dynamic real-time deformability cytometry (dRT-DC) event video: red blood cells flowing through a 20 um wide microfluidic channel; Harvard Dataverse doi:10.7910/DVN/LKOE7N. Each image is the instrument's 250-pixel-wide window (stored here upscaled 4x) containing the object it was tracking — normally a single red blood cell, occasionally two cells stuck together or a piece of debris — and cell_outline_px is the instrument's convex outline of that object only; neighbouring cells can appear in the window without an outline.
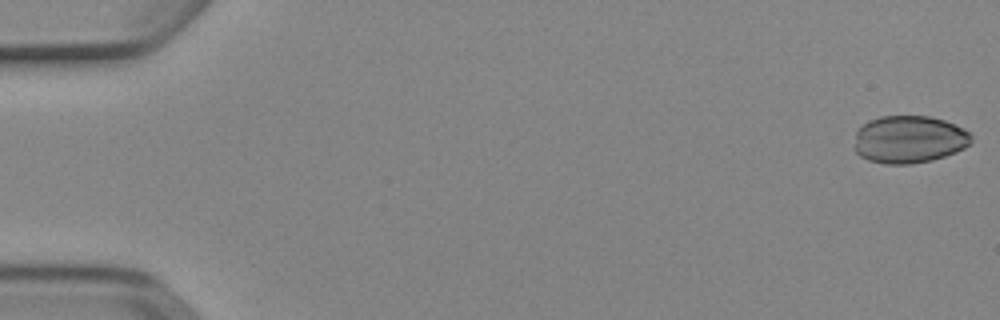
{"species": "Egyptian fruit bat (a non-hibernating species)", "species_latin": "Rousettus aegyptiacus", "temperature_condition": "cold", "stored_images_in_passage": 52, "camera_frame_rate_fps": 3000, "um_per_image_px": 0.085, "animal": {"sex": "female"}, "frame": {"image": 1, "passage_image": 1, "time_ms": 0.0, "image_size_px": [1000, 320], "cell_outline_px": [[972, 140], [964, 148], [956, 152], [932, 160], [912, 164], [884, 164], [868, 160], [860, 156], [852, 148], [856, 132], [868, 120], [880, 116], [928, 116], [944, 120], [956, 124], [964, 128], [972, 136]], "centroid_in_image_um": [77.25, 11.85], "position_along_channel_um": 7.8, "area_um2": 32.71}}
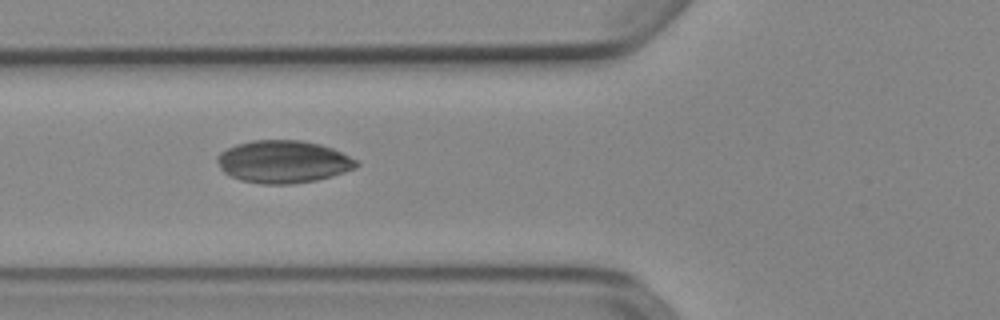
{"frame": {"image": 2, "passage_image": 20, "time_ms": 6.333, "image_size_px": [1000, 320], "cell_outline_px": [[360, 164], [356, 168], [332, 176], [316, 180], [288, 184], [260, 184], [240, 180], [224, 172], [220, 168], [216, 160], [216, 156], [220, 152], [236, 144], [252, 140], [300, 140], [320, 144], [332, 148], [356, 160]], "centroid_in_image_um": [24.05, 13.74], "position_along_channel_um": 101.7, "area_um2": 34.45}}
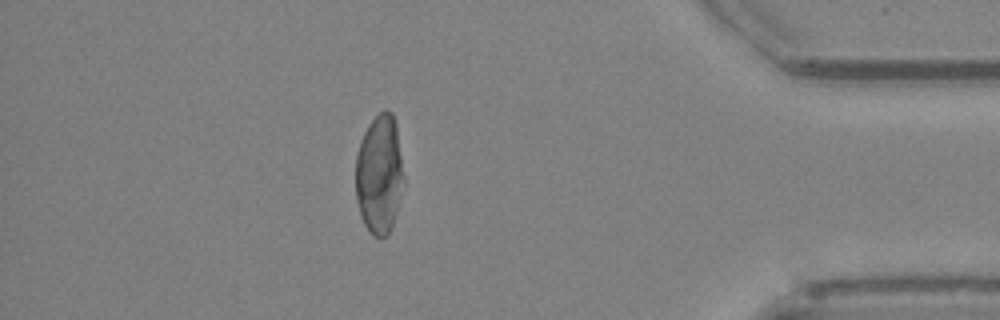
{"frame": {"image": 3, "passage_image": 46, "time_ms": 15.0, "image_size_px": [1000, 320], "cell_outline_px": [[404, 184], [392, 228], [384, 236], [372, 236], [368, 232], [360, 216], [356, 200], [356, 156], [360, 140], [368, 124], [384, 108], [392, 112], [396, 120], [404, 176]], "centroid_in_image_um": [32.25, 14.8], "position_along_channel_um": 403.0, "area_um2": 33.87}}